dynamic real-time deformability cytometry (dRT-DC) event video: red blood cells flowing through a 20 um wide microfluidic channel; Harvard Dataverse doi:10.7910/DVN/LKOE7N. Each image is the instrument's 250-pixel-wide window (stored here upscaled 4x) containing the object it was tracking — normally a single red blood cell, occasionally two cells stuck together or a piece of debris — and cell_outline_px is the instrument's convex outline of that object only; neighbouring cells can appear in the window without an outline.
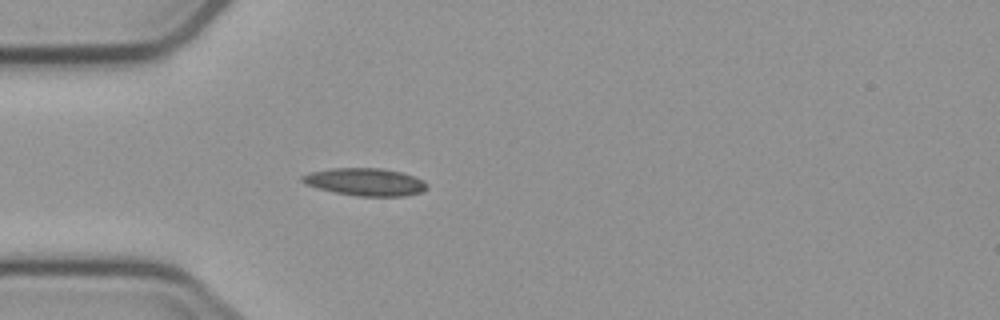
{"species": "common noctule bat (a hibernating species)", "species_latin": "Nyctalus noctula", "temperature_condition": "cold", "stored_images_in_passage": 4, "camera_frame_rate_fps": 3000, "um_per_image_px": 0.085, "animal": {"sex": "male", "body_mass_g": 23.1, "forearm_length_mm": 52.7}, "frame": {"image": 1, "passage_image": 4, "time_ms": 4.333, "image_size_px": [1000, 320], "cell_outline_px": [[428, 188], [424, 192], [404, 196], [360, 196], [336, 192], [320, 188], [308, 184], [300, 180], [300, 176], [312, 172], [332, 168], [384, 168], [400, 172], [424, 180], [428, 184]], "centroid_in_image_um": [31.11, 15.46], "position_along_channel_um": 53.9, "area_um2": 19.88}}